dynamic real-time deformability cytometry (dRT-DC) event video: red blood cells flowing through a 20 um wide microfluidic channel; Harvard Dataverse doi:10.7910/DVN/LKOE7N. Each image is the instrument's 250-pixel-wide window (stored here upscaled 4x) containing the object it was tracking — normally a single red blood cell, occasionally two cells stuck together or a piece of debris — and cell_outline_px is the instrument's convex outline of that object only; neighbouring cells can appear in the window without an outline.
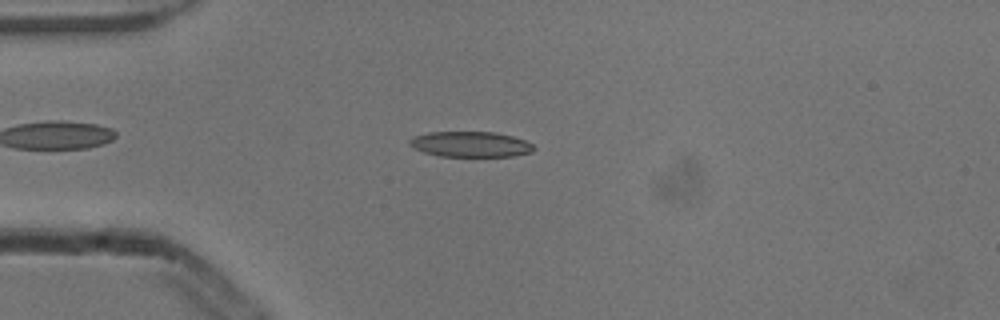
{"species": "common noctule bat (a hibernating species)", "species_latin": "Nyctalus noctula", "temperature_condition": "cold", "stored_images_in_passage": 47, "camera_frame_rate_fps": 3000, "um_per_image_px": 0.085, "animal": {"sex": "male", "body_mass_g": 13.3}, "frame": {"image": 1, "passage_image": 8, "time_ms": 2.333, "image_size_px": [1000, 320], "cell_outline_px": [[536, 148], [532, 152], [512, 156], [440, 156], [424, 152], [408, 144], [408, 140], [412, 136], [428, 132], [496, 132], [512, 136], [524, 140], [532, 144]], "centroid_in_image_um": [39.98, 12.25], "position_along_channel_um": 45.0, "area_um2": 18.44}}
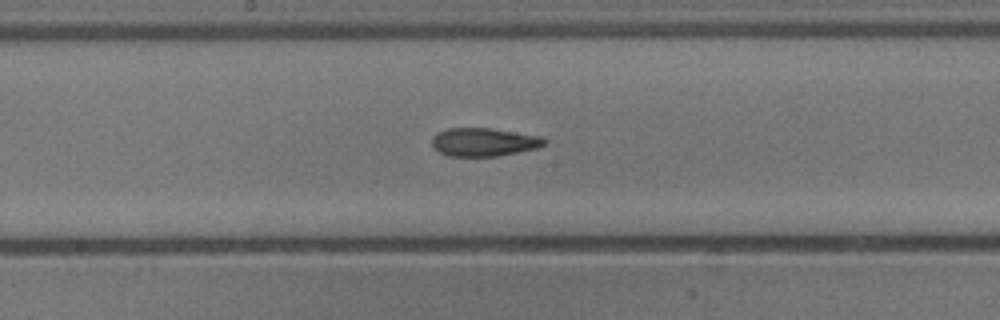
{"frame": {"image": 2, "passage_image": 22, "time_ms": 7.0, "image_size_px": [1000, 320], "cell_outline_px": [[548, 140], [544, 144], [536, 148], [496, 156], [448, 156], [432, 148], [432, 136], [436, 132], [448, 128], [492, 128], [540, 136]], "centroid_in_image_um": [41.08, 12.06], "position_along_channel_um": 207.1, "area_um2": 18.55}}
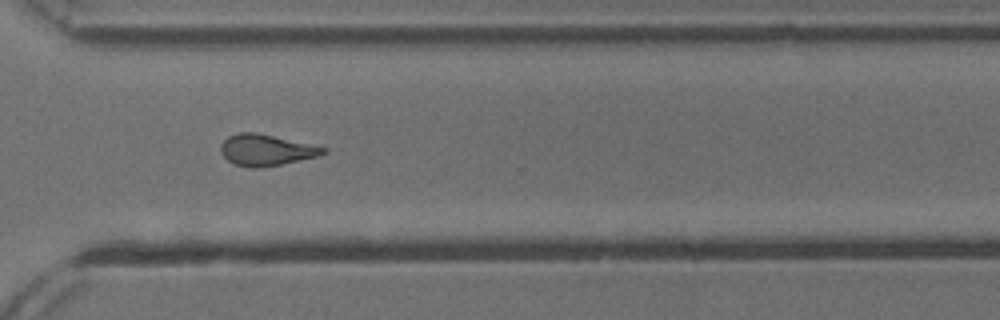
{"frame": {"image": 3, "passage_image": 33, "time_ms": 10.667, "image_size_px": [1000, 320], "cell_outline_px": [[328, 152], [320, 156], [260, 168], [248, 168], [232, 164], [220, 152], [220, 144], [228, 136], [240, 132], [256, 132], [328, 148]], "centroid_in_image_um": [22.61, 12.76], "position_along_channel_um": 348.0, "area_um2": 18.79}, "authors_computed_cell_mechanics": {"area_um2": 18.6694, "velocity_mm_per_s": 3.862, "shape_relaxation_time_tau1_ms": 8.6138, "shape_relaxation_time_tau2_ms": 4.0373, "deformation_change_tau1": 0.2274, "deformation_change_tau2": 0.1243}}